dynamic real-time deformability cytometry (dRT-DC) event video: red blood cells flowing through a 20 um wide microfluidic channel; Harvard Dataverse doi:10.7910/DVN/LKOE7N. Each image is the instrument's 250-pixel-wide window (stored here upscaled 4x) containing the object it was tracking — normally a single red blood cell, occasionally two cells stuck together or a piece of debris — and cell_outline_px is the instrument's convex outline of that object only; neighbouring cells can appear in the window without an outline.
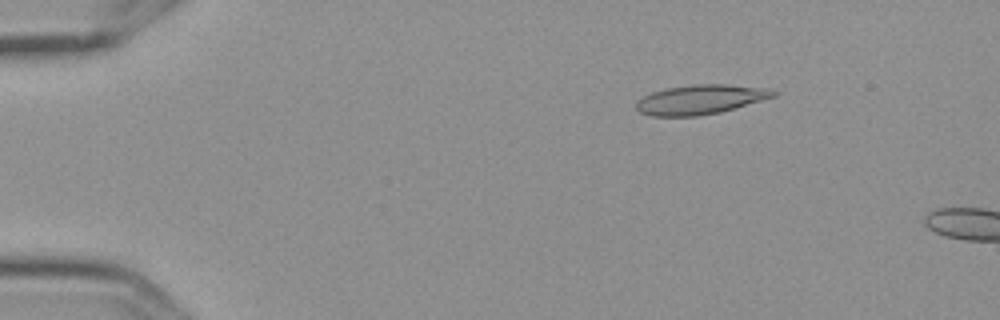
{"species": "Egyptian fruit bat (a non-hibernating species)", "species_latin": "Rousettus aegyptiacus", "temperature_condition": "cold", "stored_images_in_passage": 3, "camera_frame_rate_fps": 3000, "um_per_image_px": 0.085, "frame": {"image": 1, "passage_image": 2, "time_ms": 0.333, "image_size_px": [1000, 320], "cell_outline_px": [[776, 96], [720, 112], [696, 116], [652, 116], [640, 112], [636, 108], [636, 100], [652, 92], [668, 88], [692, 84], [724, 84], [764, 88], [776, 92]], "centroid_in_image_um": [59.49, 8.46], "position_along_channel_um": 25.5, "area_um2": 23.29}}